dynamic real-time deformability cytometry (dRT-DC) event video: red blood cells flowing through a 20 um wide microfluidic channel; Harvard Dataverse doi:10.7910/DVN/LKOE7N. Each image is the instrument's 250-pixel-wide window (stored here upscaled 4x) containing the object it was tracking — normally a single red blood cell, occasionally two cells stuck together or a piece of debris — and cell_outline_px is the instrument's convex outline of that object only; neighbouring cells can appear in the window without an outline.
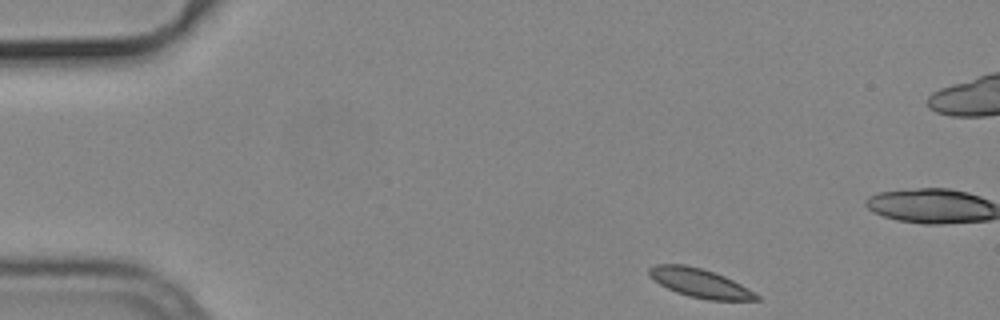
{"species": "common noctule bat (a hibernating species)", "species_latin": "Nyctalus noctula", "temperature_condition": "cold", "stored_images_in_passage": 49, "camera_frame_rate_fps": 3000, "um_per_image_px": 0.085, "animal": {"sex": "male", "body_mass_g": 19.2, "forearm_length_mm": 51.8}, "frame": {"image": 1, "passage_image": 1, "time_ms": 0.0, "image_size_px": [1000, 320], "cell_outline_px": [[760, 300], [708, 300], [688, 296], [676, 292], [652, 280], [648, 276], [648, 268], [656, 264], [684, 264], [700, 268], [724, 276], [748, 288], [760, 296]], "centroid_in_image_um": [59.45, 24.06], "position_along_channel_um": 25.5, "area_um2": 17.98}}
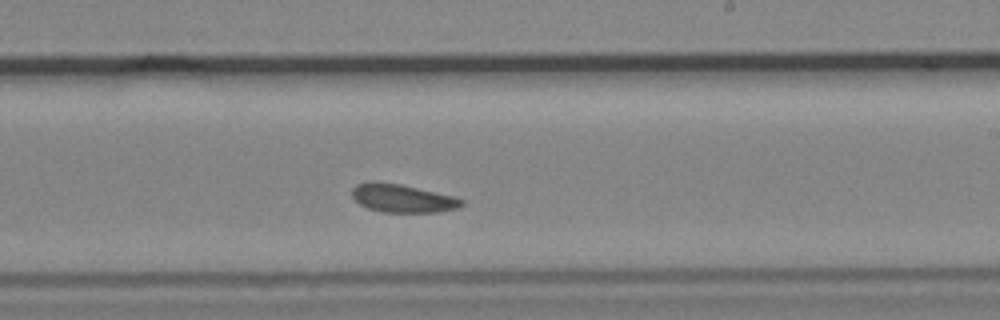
{"frame": {"image": 2, "passage_image": 26, "time_ms": 8.333, "image_size_px": [1000, 320], "cell_outline_px": [[464, 204], [456, 208], [436, 212], [384, 212], [368, 208], [360, 204], [352, 196], [352, 188], [356, 184], [368, 180], [376, 180], [400, 184], [456, 196], [464, 200]], "centroid_in_image_um": [34.19, 16.83], "position_along_channel_um": 254.8, "area_um2": 18.21}}
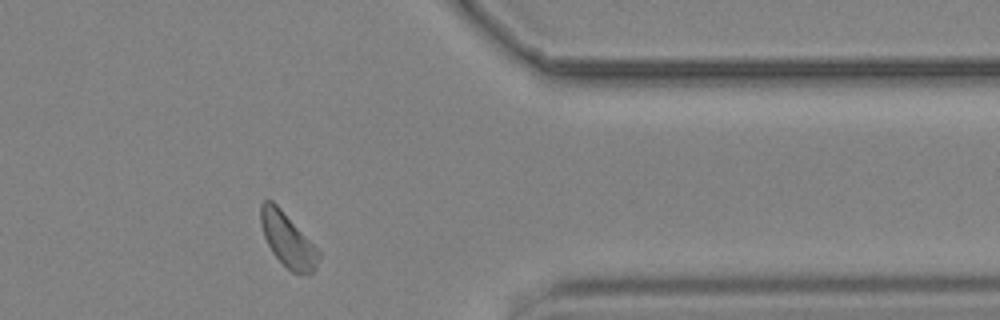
{"frame": {"image": 3, "passage_image": 38, "time_ms": 12.333, "image_size_px": [1000, 320], "cell_outline_px": [[320, 256], [316, 268], [308, 276], [300, 276], [292, 272], [272, 252], [264, 236], [260, 224], [260, 204], [264, 200], [272, 200], [280, 208], [320, 252]], "centroid_in_image_um": [24.45, 20.43], "position_along_channel_um": 386.9, "area_um2": 18.03}, "authors_computed_cell_mechanics": {"area_um2": 18.3226, "velocity_mm_per_s": 3.7042, "shape_relaxation_time_tau1_ms": null, "shape_relaxation_time_tau2_ms": 5.3711, "deformation_change_tau1": null, "deformation_change_tau2": 0.1048}}